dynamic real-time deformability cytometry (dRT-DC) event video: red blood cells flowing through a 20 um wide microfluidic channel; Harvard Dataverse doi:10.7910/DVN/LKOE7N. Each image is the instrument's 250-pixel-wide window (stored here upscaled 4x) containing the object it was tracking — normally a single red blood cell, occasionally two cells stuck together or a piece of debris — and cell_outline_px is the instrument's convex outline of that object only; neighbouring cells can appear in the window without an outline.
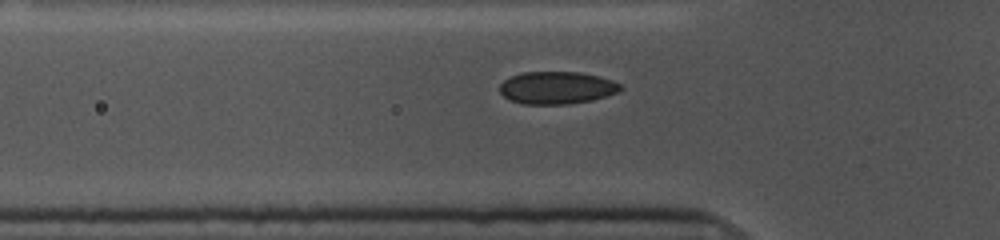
{"species": "common noctule bat (a hibernating species)", "species_latin": "Nyctalus noctula", "temperature_condition": "cold", "stored_images_in_passage": 38, "camera_frame_rate_fps": 3000, "um_per_image_px": 0.085, "animal": {"sex": "female", "body_mass_g": 10.0, "forearm_length_mm": 53.1}, "frame": {"image": 1, "passage_image": 7, "time_ms": 2.0, "image_size_px": [1000, 240], "cell_outline_px": [[624, 88], [608, 96], [592, 100], [568, 104], [524, 104], [508, 100], [500, 92], [500, 84], [504, 80], [512, 76], [524, 72], [580, 72], [600, 76], [612, 80], [620, 84]], "centroid_in_image_um": [47.34, 7.46], "position_along_channel_um": 78.5, "area_um2": 22.95}}
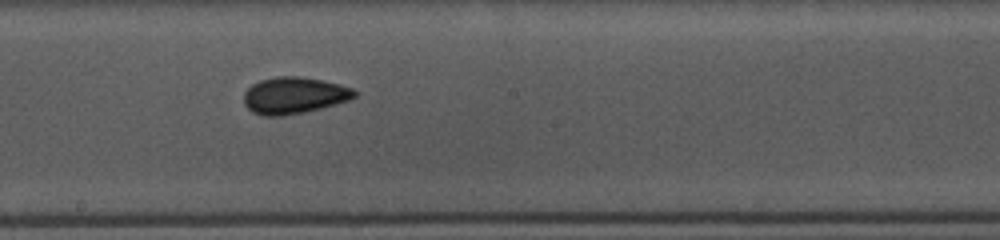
{"frame": {"image": 2, "passage_image": 19, "time_ms": 6.0, "image_size_px": [1000, 240], "cell_outline_px": [[356, 96], [348, 100], [320, 108], [304, 112], [280, 116], [264, 116], [252, 112], [244, 104], [244, 92], [252, 84], [260, 80], [276, 76], [300, 76], [340, 84], [352, 88], [356, 92]], "centroid_in_image_um": [24.96, 8.1], "position_along_channel_um": 223.2, "area_um2": 23.52}}
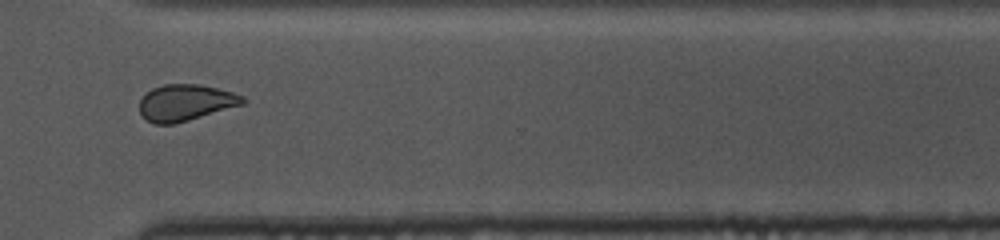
{"frame": {"image": 3, "passage_image": 30, "time_ms": 9.667, "image_size_px": [1000, 240], "cell_outline_px": [[248, 100], [244, 104], [176, 124], [156, 124], [148, 120], [140, 112], [140, 100], [152, 88], [164, 84], [200, 84], [232, 92], [244, 96]], "centroid_in_image_um": [15.81, 8.72], "position_along_channel_um": 354.8, "area_um2": 21.85}, "authors_computed_cell_mechanics": {"area_um2": 22.1663, "velocity_mm_per_s": 3.5971, "shape_relaxation_time_tau1_ms": 4.7346, "shape_relaxation_time_tau2_ms": 3.3972, "deformation_change_tau1": 0.0759, "deformation_change_tau2": 0.0663}}